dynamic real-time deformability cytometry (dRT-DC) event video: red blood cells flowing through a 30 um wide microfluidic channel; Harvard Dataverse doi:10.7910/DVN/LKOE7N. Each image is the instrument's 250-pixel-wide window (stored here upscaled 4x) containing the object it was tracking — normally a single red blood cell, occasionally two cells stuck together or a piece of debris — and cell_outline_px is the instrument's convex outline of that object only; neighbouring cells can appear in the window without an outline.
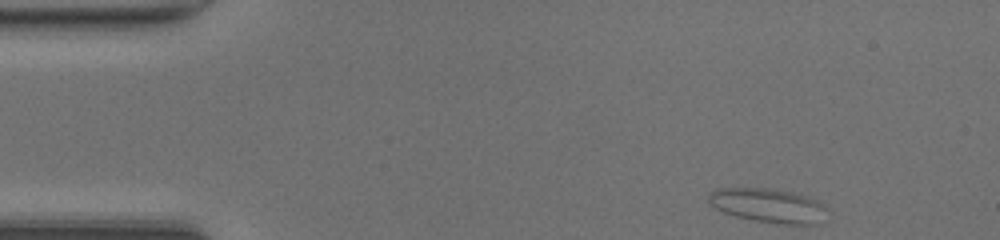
{"species": "common noctule bat (a hibernating species)", "species_latin": "Nyctalus noctula", "temperature_condition": "room temperature", "stored_images_in_passage": 44, "camera_frame_rate_fps": 3000, "um_per_image_px": 0.085, "animal": {"sex": "female", "body_mass_g": 20.0, "forearm_length_mm": 54.0}, "frame": {"image": 1, "passage_image": 1, "time_ms": 0.0, "image_size_px": [1000, 240], "cell_outline_px": [[824, 208], [816, 224], [780, 224], [752, 220], [736, 216], [724, 212], [716, 208], [708, 200], [708, 196], [716, 188], [772, 188], [792, 192], [808, 196], [824, 204]], "centroid_in_image_um": [65.24, 17.45], "position_along_channel_um": 19.8, "area_um2": 23.18}}
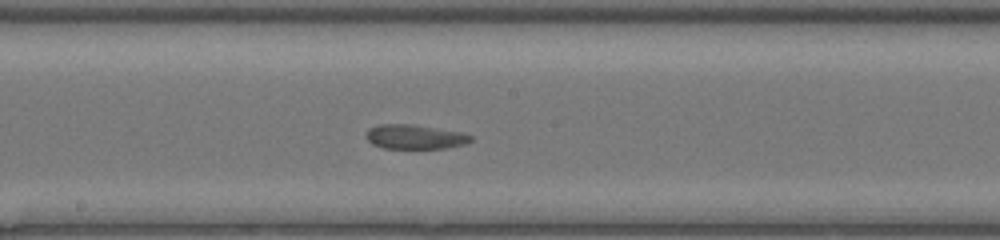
{"frame": {"image": 2, "passage_image": 21, "time_ms": 6.667, "image_size_px": [1000, 240], "cell_outline_px": [[472, 140], [464, 144], [444, 148], [384, 148], [372, 144], [364, 136], [368, 128], [380, 124], [412, 124], [460, 132], [472, 136]], "centroid_in_image_um": [35.21, 11.62], "position_along_channel_um": 213.0, "area_um2": 14.8}}
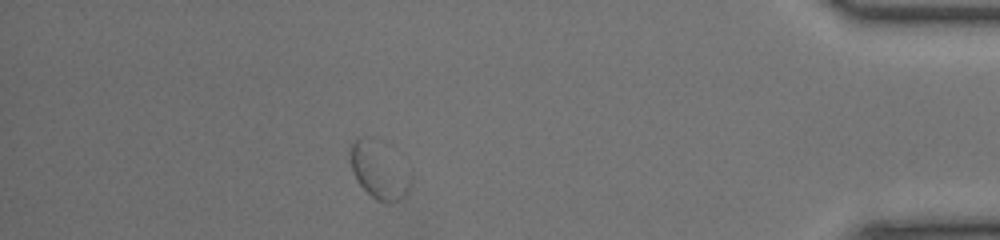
{"frame": {"image": 3, "passage_image": 38, "time_ms": 12.333, "image_size_px": [1000, 240], "cell_outline_px": [[408, 188], [404, 196], [400, 200], [388, 204], [384, 204], [376, 200], [356, 180], [352, 172], [348, 148], [360, 136], [408, 180]], "centroid_in_image_um": [32.0, 14.74], "position_along_channel_um": 403.2, "area_um2": 16.42}, "authors_computed_cell_mechanics": {"area_um2": 16.2996, "velocity_mm_per_s": 4.2143, "shape_relaxation_time_tau1_ms": null, "shape_relaxation_time_tau2_ms": 1.7147, "deformation_change_tau1": null, "deformation_change_tau2": 0.0575}}